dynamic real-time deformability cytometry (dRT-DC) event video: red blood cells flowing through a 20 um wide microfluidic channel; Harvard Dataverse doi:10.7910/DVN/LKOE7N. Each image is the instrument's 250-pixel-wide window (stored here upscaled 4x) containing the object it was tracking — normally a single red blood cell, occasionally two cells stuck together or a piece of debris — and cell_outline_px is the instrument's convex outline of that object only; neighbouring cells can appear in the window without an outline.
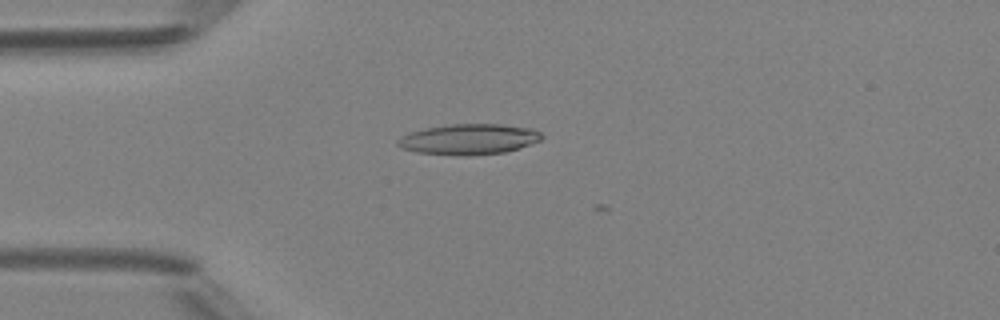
{"species": "Egyptian fruit bat (a non-hibernating species)", "species_latin": "Rousettus aegyptiacus", "temperature_condition": "room temperature", "stored_images_in_passage": 3, "camera_frame_rate_fps": 3000, "um_per_image_px": 0.085, "animal": {"sex": "female"}, "frame": {"image": 1, "passage_image": 1, "time_ms": 0.0, "image_size_px": [1000, 320], "cell_outline_px": [[544, 136], [540, 140], [520, 148], [504, 152], [468, 156], [456, 156], [416, 152], [400, 148], [396, 144], [396, 140], [400, 136], [424, 128], [448, 124], [500, 124], [532, 128], [540, 132]], "centroid_in_image_um": [39.82, 11.84], "position_along_channel_um": 45.2, "area_um2": 25.95}}